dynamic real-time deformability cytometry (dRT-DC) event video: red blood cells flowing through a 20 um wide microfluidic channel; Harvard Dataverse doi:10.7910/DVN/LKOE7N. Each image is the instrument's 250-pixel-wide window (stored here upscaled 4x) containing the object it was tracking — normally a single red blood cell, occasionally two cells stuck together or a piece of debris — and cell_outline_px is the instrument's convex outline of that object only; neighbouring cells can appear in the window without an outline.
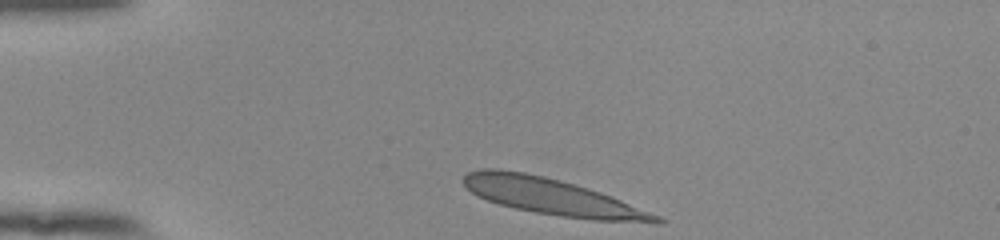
{"species": "human", "species_latin": "Homo sapiens", "temperature_condition": "room temperature", "stored_images_in_passage": 34, "camera_frame_rate_fps": 3000, "um_per_image_px": 0.085, "donor": {"sex": "female"}, "frame": {"image": 1, "passage_image": 1, "time_ms": 0.0, "image_size_px": [1000, 240], "cell_outline_px": [[668, 220], [664, 224], [660, 224], [592, 220], [536, 212], [516, 208], [500, 204], [476, 196], [464, 184], [464, 176], [468, 172], [484, 168], [500, 168], [524, 172], [544, 176], [560, 180], [588, 188], [600, 192], [660, 216]], "centroid_in_image_um": [46.99, 16.73], "position_along_channel_um": 38.0, "area_um2": 40.63}}
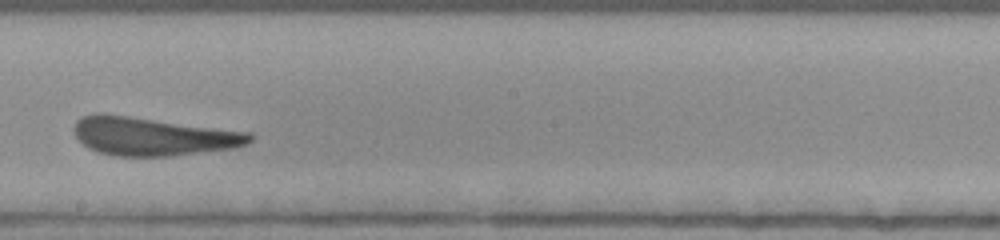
{"frame": {"image": 2, "passage_image": 20, "time_ms": 6.333, "image_size_px": [1000, 240], "cell_outline_px": [[252, 140], [236, 148], [172, 156], [116, 156], [100, 152], [88, 148], [76, 136], [72, 128], [76, 120], [80, 116], [96, 112], [104, 112], [252, 132]], "centroid_in_image_um": [12.97, 11.56], "position_along_channel_um": 235.2, "area_um2": 39.88}}
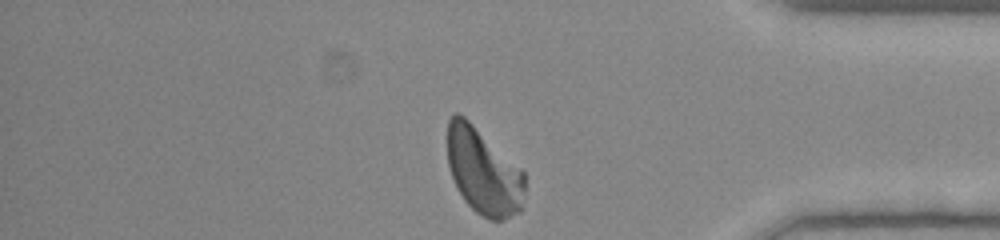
{"frame": {"image": 3, "passage_image": 34, "time_ms": 11.0, "image_size_px": [1000, 240], "cell_outline_px": [[524, 192], [520, 212], [504, 220], [492, 220], [476, 212], [464, 200], [456, 188], [448, 164], [448, 120], [456, 112], [460, 112], [520, 168], [524, 172]], "centroid_in_image_um": [41.08, 14.58], "position_along_channel_um": 394.1, "area_um2": 38.55}, "authors_computed_cell_mechanics": {"area_um2": 39.1017, "velocity_mm_per_s": 3.8503, "shape_relaxation_time_tau1_ms": 7.3592, "shape_relaxation_time_tau2_ms": null, "deformation_change_tau1": 0.1935, "deformation_change_tau2": null}}